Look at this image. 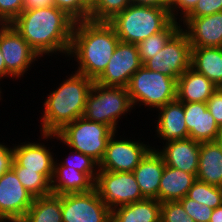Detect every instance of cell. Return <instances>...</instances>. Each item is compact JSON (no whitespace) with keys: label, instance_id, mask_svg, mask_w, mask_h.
<instances>
[{"label":"cell","instance_id":"obj_1","mask_svg":"<svg viewBox=\"0 0 222 222\" xmlns=\"http://www.w3.org/2000/svg\"><path fill=\"white\" fill-rule=\"evenodd\" d=\"M39 54H69L75 21L54 5L24 10L12 23Z\"/></svg>","mask_w":222,"mask_h":222},{"label":"cell","instance_id":"obj_2","mask_svg":"<svg viewBox=\"0 0 222 222\" xmlns=\"http://www.w3.org/2000/svg\"><path fill=\"white\" fill-rule=\"evenodd\" d=\"M119 41L108 22H75L68 54L76 56L79 62L75 72L95 81L106 69Z\"/></svg>","mask_w":222,"mask_h":222},{"label":"cell","instance_id":"obj_3","mask_svg":"<svg viewBox=\"0 0 222 222\" xmlns=\"http://www.w3.org/2000/svg\"><path fill=\"white\" fill-rule=\"evenodd\" d=\"M94 80L80 73L71 75L44 102L41 134H57L84 115L86 99Z\"/></svg>","mask_w":222,"mask_h":222},{"label":"cell","instance_id":"obj_4","mask_svg":"<svg viewBox=\"0 0 222 222\" xmlns=\"http://www.w3.org/2000/svg\"><path fill=\"white\" fill-rule=\"evenodd\" d=\"M171 21L168 8L130 4L108 23L115 29L121 42L138 44L162 31Z\"/></svg>","mask_w":222,"mask_h":222},{"label":"cell","instance_id":"obj_5","mask_svg":"<svg viewBox=\"0 0 222 222\" xmlns=\"http://www.w3.org/2000/svg\"><path fill=\"white\" fill-rule=\"evenodd\" d=\"M114 132L106 124L93 122L82 116L67 124L57 134L42 135L45 139L56 137L75 151L91 156L100 163Z\"/></svg>","mask_w":222,"mask_h":222},{"label":"cell","instance_id":"obj_6","mask_svg":"<svg viewBox=\"0 0 222 222\" xmlns=\"http://www.w3.org/2000/svg\"><path fill=\"white\" fill-rule=\"evenodd\" d=\"M127 90L132 106L143 103L159 108L177 99V79L142 65L131 76Z\"/></svg>","mask_w":222,"mask_h":222},{"label":"cell","instance_id":"obj_7","mask_svg":"<svg viewBox=\"0 0 222 222\" xmlns=\"http://www.w3.org/2000/svg\"><path fill=\"white\" fill-rule=\"evenodd\" d=\"M127 88L93 83L86 99L84 117L106 124L115 132L118 118L132 109Z\"/></svg>","mask_w":222,"mask_h":222},{"label":"cell","instance_id":"obj_8","mask_svg":"<svg viewBox=\"0 0 222 222\" xmlns=\"http://www.w3.org/2000/svg\"><path fill=\"white\" fill-rule=\"evenodd\" d=\"M94 188L110 210L145 199L132 172L99 170Z\"/></svg>","mask_w":222,"mask_h":222},{"label":"cell","instance_id":"obj_9","mask_svg":"<svg viewBox=\"0 0 222 222\" xmlns=\"http://www.w3.org/2000/svg\"><path fill=\"white\" fill-rule=\"evenodd\" d=\"M192 46L187 34L181 28L159 51L143 63V66L152 71L163 73L166 76L178 79L191 67Z\"/></svg>","mask_w":222,"mask_h":222},{"label":"cell","instance_id":"obj_10","mask_svg":"<svg viewBox=\"0 0 222 222\" xmlns=\"http://www.w3.org/2000/svg\"><path fill=\"white\" fill-rule=\"evenodd\" d=\"M63 222H111V210L96 189L61 195Z\"/></svg>","mask_w":222,"mask_h":222},{"label":"cell","instance_id":"obj_11","mask_svg":"<svg viewBox=\"0 0 222 222\" xmlns=\"http://www.w3.org/2000/svg\"><path fill=\"white\" fill-rule=\"evenodd\" d=\"M0 51L6 64V77L20 78L39 57L12 24H0Z\"/></svg>","mask_w":222,"mask_h":222},{"label":"cell","instance_id":"obj_12","mask_svg":"<svg viewBox=\"0 0 222 222\" xmlns=\"http://www.w3.org/2000/svg\"><path fill=\"white\" fill-rule=\"evenodd\" d=\"M142 65L137 44L119 41L106 69L94 82L104 86L127 88L131 76Z\"/></svg>","mask_w":222,"mask_h":222},{"label":"cell","instance_id":"obj_13","mask_svg":"<svg viewBox=\"0 0 222 222\" xmlns=\"http://www.w3.org/2000/svg\"><path fill=\"white\" fill-rule=\"evenodd\" d=\"M115 133L110 137L103 159L97 169L113 172H133L151 150V147L138 141L115 140Z\"/></svg>","mask_w":222,"mask_h":222},{"label":"cell","instance_id":"obj_14","mask_svg":"<svg viewBox=\"0 0 222 222\" xmlns=\"http://www.w3.org/2000/svg\"><path fill=\"white\" fill-rule=\"evenodd\" d=\"M34 198L12 168L0 177V219H23Z\"/></svg>","mask_w":222,"mask_h":222},{"label":"cell","instance_id":"obj_15","mask_svg":"<svg viewBox=\"0 0 222 222\" xmlns=\"http://www.w3.org/2000/svg\"><path fill=\"white\" fill-rule=\"evenodd\" d=\"M192 47H222V12L203 17H185L183 19Z\"/></svg>","mask_w":222,"mask_h":222},{"label":"cell","instance_id":"obj_16","mask_svg":"<svg viewBox=\"0 0 222 222\" xmlns=\"http://www.w3.org/2000/svg\"><path fill=\"white\" fill-rule=\"evenodd\" d=\"M200 143L191 138L172 140L158 153L165 165L197 176Z\"/></svg>","mask_w":222,"mask_h":222},{"label":"cell","instance_id":"obj_17","mask_svg":"<svg viewBox=\"0 0 222 222\" xmlns=\"http://www.w3.org/2000/svg\"><path fill=\"white\" fill-rule=\"evenodd\" d=\"M184 114L189 138L198 142L215 141L220 127L203 102L184 103Z\"/></svg>","mask_w":222,"mask_h":222},{"label":"cell","instance_id":"obj_18","mask_svg":"<svg viewBox=\"0 0 222 222\" xmlns=\"http://www.w3.org/2000/svg\"><path fill=\"white\" fill-rule=\"evenodd\" d=\"M13 159L25 170L37 171L50 182L54 174V157L47 147L37 143L14 146Z\"/></svg>","mask_w":222,"mask_h":222},{"label":"cell","instance_id":"obj_19","mask_svg":"<svg viewBox=\"0 0 222 222\" xmlns=\"http://www.w3.org/2000/svg\"><path fill=\"white\" fill-rule=\"evenodd\" d=\"M164 168L163 158L158 153V150L153 147L133 170L132 173L145 198L158 200V190Z\"/></svg>","mask_w":222,"mask_h":222},{"label":"cell","instance_id":"obj_20","mask_svg":"<svg viewBox=\"0 0 222 222\" xmlns=\"http://www.w3.org/2000/svg\"><path fill=\"white\" fill-rule=\"evenodd\" d=\"M161 112L157 122V135L163 140L172 141L189 138L186 127L184 103L177 99L158 108Z\"/></svg>","mask_w":222,"mask_h":222},{"label":"cell","instance_id":"obj_21","mask_svg":"<svg viewBox=\"0 0 222 222\" xmlns=\"http://www.w3.org/2000/svg\"><path fill=\"white\" fill-rule=\"evenodd\" d=\"M217 88L203 74L189 67L177 79V100L182 103H206Z\"/></svg>","mask_w":222,"mask_h":222},{"label":"cell","instance_id":"obj_22","mask_svg":"<svg viewBox=\"0 0 222 222\" xmlns=\"http://www.w3.org/2000/svg\"><path fill=\"white\" fill-rule=\"evenodd\" d=\"M92 189H94V182L85 173L54 162V174L51 181L53 194L82 193Z\"/></svg>","mask_w":222,"mask_h":222},{"label":"cell","instance_id":"obj_23","mask_svg":"<svg viewBox=\"0 0 222 222\" xmlns=\"http://www.w3.org/2000/svg\"><path fill=\"white\" fill-rule=\"evenodd\" d=\"M195 180L194 174L165 165L158 190V201H179L187 196Z\"/></svg>","mask_w":222,"mask_h":222},{"label":"cell","instance_id":"obj_24","mask_svg":"<svg viewBox=\"0 0 222 222\" xmlns=\"http://www.w3.org/2000/svg\"><path fill=\"white\" fill-rule=\"evenodd\" d=\"M111 222H161V203L154 198L111 210Z\"/></svg>","mask_w":222,"mask_h":222},{"label":"cell","instance_id":"obj_25","mask_svg":"<svg viewBox=\"0 0 222 222\" xmlns=\"http://www.w3.org/2000/svg\"><path fill=\"white\" fill-rule=\"evenodd\" d=\"M196 179L222 187V150L216 141L200 143Z\"/></svg>","mask_w":222,"mask_h":222},{"label":"cell","instance_id":"obj_26","mask_svg":"<svg viewBox=\"0 0 222 222\" xmlns=\"http://www.w3.org/2000/svg\"><path fill=\"white\" fill-rule=\"evenodd\" d=\"M191 68L222 87V47H192Z\"/></svg>","mask_w":222,"mask_h":222},{"label":"cell","instance_id":"obj_27","mask_svg":"<svg viewBox=\"0 0 222 222\" xmlns=\"http://www.w3.org/2000/svg\"><path fill=\"white\" fill-rule=\"evenodd\" d=\"M10 222H63L61 195L53 193L36 197L23 219H7Z\"/></svg>","mask_w":222,"mask_h":222},{"label":"cell","instance_id":"obj_28","mask_svg":"<svg viewBox=\"0 0 222 222\" xmlns=\"http://www.w3.org/2000/svg\"><path fill=\"white\" fill-rule=\"evenodd\" d=\"M180 29V24L172 20L162 31L140 41L137 46L141 63L143 64L145 61L158 54Z\"/></svg>","mask_w":222,"mask_h":222},{"label":"cell","instance_id":"obj_29","mask_svg":"<svg viewBox=\"0 0 222 222\" xmlns=\"http://www.w3.org/2000/svg\"><path fill=\"white\" fill-rule=\"evenodd\" d=\"M23 187L35 198L52 193L51 182L37 171L25 170L14 159L11 165Z\"/></svg>","mask_w":222,"mask_h":222},{"label":"cell","instance_id":"obj_30","mask_svg":"<svg viewBox=\"0 0 222 222\" xmlns=\"http://www.w3.org/2000/svg\"><path fill=\"white\" fill-rule=\"evenodd\" d=\"M187 197L215 209L222 205V187L196 179Z\"/></svg>","mask_w":222,"mask_h":222},{"label":"cell","instance_id":"obj_31","mask_svg":"<svg viewBox=\"0 0 222 222\" xmlns=\"http://www.w3.org/2000/svg\"><path fill=\"white\" fill-rule=\"evenodd\" d=\"M130 4L131 0H95L90 9V21L108 22Z\"/></svg>","mask_w":222,"mask_h":222},{"label":"cell","instance_id":"obj_32","mask_svg":"<svg viewBox=\"0 0 222 222\" xmlns=\"http://www.w3.org/2000/svg\"><path fill=\"white\" fill-rule=\"evenodd\" d=\"M53 5L75 22L90 20V8L82 0H53Z\"/></svg>","mask_w":222,"mask_h":222},{"label":"cell","instance_id":"obj_33","mask_svg":"<svg viewBox=\"0 0 222 222\" xmlns=\"http://www.w3.org/2000/svg\"><path fill=\"white\" fill-rule=\"evenodd\" d=\"M74 154L75 155L73 158H71L72 156H69V159L73 160L72 161L73 163L69 161V159L67 158V160H65L64 163L62 162L61 165L69 166L73 169L85 173L95 183L99 171V170L95 171V169L96 167H99V163L96 160H94L91 156L85 155L81 152L74 151Z\"/></svg>","mask_w":222,"mask_h":222},{"label":"cell","instance_id":"obj_34","mask_svg":"<svg viewBox=\"0 0 222 222\" xmlns=\"http://www.w3.org/2000/svg\"><path fill=\"white\" fill-rule=\"evenodd\" d=\"M161 222H195L179 201L161 203Z\"/></svg>","mask_w":222,"mask_h":222},{"label":"cell","instance_id":"obj_35","mask_svg":"<svg viewBox=\"0 0 222 222\" xmlns=\"http://www.w3.org/2000/svg\"><path fill=\"white\" fill-rule=\"evenodd\" d=\"M179 202L182 204L184 210L187 212L189 217L194 219L195 222H209L213 208L207 205L201 204L195 200H192L185 196L180 199Z\"/></svg>","mask_w":222,"mask_h":222},{"label":"cell","instance_id":"obj_36","mask_svg":"<svg viewBox=\"0 0 222 222\" xmlns=\"http://www.w3.org/2000/svg\"><path fill=\"white\" fill-rule=\"evenodd\" d=\"M24 11V0H0V24H11Z\"/></svg>","mask_w":222,"mask_h":222},{"label":"cell","instance_id":"obj_37","mask_svg":"<svg viewBox=\"0 0 222 222\" xmlns=\"http://www.w3.org/2000/svg\"><path fill=\"white\" fill-rule=\"evenodd\" d=\"M222 12V0H199L186 17H203Z\"/></svg>","mask_w":222,"mask_h":222},{"label":"cell","instance_id":"obj_38","mask_svg":"<svg viewBox=\"0 0 222 222\" xmlns=\"http://www.w3.org/2000/svg\"><path fill=\"white\" fill-rule=\"evenodd\" d=\"M207 108L215 119V122L222 128V87L217 88L206 102Z\"/></svg>","mask_w":222,"mask_h":222},{"label":"cell","instance_id":"obj_39","mask_svg":"<svg viewBox=\"0 0 222 222\" xmlns=\"http://www.w3.org/2000/svg\"><path fill=\"white\" fill-rule=\"evenodd\" d=\"M199 0H169L168 10L172 20L177 21V14H174L178 9L182 12L181 20L184 19L196 6ZM176 8V9H175Z\"/></svg>","mask_w":222,"mask_h":222},{"label":"cell","instance_id":"obj_40","mask_svg":"<svg viewBox=\"0 0 222 222\" xmlns=\"http://www.w3.org/2000/svg\"><path fill=\"white\" fill-rule=\"evenodd\" d=\"M13 149L0 143V177L11 168Z\"/></svg>","mask_w":222,"mask_h":222},{"label":"cell","instance_id":"obj_41","mask_svg":"<svg viewBox=\"0 0 222 222\" xmlns=\"http://www.w3.org/2000/svg\"><path fill=\"white\" fill-rule=\"evenodd\" d=\"M53 5V0H24V10L49 7Z\"/></svg>","mask_w":222,"mask_h":222},{"label":"cell","instance_id":"obj_42","mask_svg":"<svg viewBox=\"0 0 222 222\" xmlns=\"http://www.w3.org/2000/svg\"><path fill=\"white\" fill-rule=\"evenodd\" d=\"M132 4L156 6L159 8H168L169 0H131Z\"/></svg>","mask_w":222,"mask_h":222},{"label":"cell","instance_id":"obj_43","mask_svg":"<svg viewBox=\"0 0 222 222\" xmlns=\"http://www.w3.org/2000/svg\"><path fill=\"white\" fill-rule=\"evenodd\" d=\"M209 222H222V205L213 209Z\"/></svg>","mask_w":222,"mask_h":222},{"label":"cell","instance_id":"obj_44","mask_svg":"<svg viewBox=\"0 0 222 222\" xmlns=\"http://www.w3.org/2000/svg\"><path fill=\"white\" fill-rule=\"evenodd\" d=\"M2 77L3 78L6 77V64H5L2 52L0 51V79Z\"/></svg>","mask_w":222,"mask_h":222},{"label":"cell","instance_id":"obj_45","mask_svg":"<svg viewBox=\"0 0 222 222\" xmlns=\"http://www.w3.org/2000/svg\"><path fill=\"white\" fill-rule=\"evenodd\" d=\"M215 141L220 146V148L222 150V128L220 129Z\"/></svg>","mask_w":222,"mask_h":222},{"label":"cell","instance_id":"obj_46","mask_svg":"<svg viewBox=\"0 0 222 222\" xmlns=\"http://www.w3.org/2000/svg\"><path fill=\"white\" fill-rule=\"evenodd\" d=\"M90 9L95 3V0H82Z\"/></svg>","mask_w":222,"mask_h":222},{"label":"cell","instance_id":"obj_47","mask_svg":"<svg viewBox=\"0 0 222 222\" xmlns=\"http://www.w3.org/2000/svg\"><path fill=\"white\" fill-rule=\"evenodd\" d=\"M0 222H7L6 219H0Z\"/></svg>","mask_w":222,"mask_h":222}]
</instances>
